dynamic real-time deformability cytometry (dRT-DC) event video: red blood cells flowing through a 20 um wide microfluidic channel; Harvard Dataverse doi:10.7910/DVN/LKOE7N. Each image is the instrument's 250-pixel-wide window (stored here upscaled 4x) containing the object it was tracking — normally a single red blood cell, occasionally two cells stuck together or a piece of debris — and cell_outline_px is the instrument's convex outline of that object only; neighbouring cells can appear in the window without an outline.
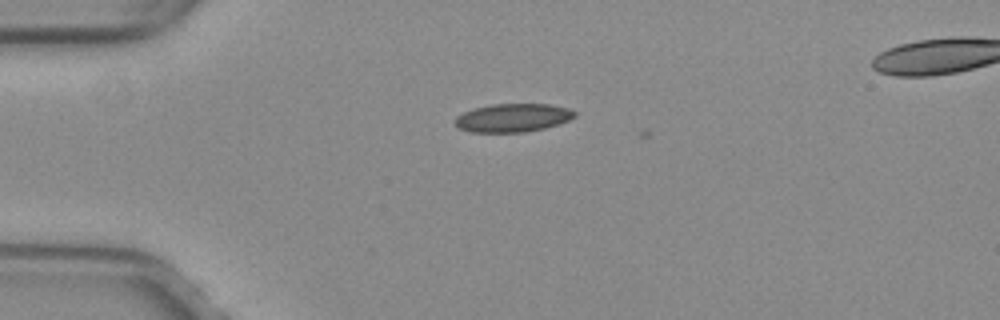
{"species": "common noctule bat (a hibernating species)", "species_latin": "Nyctalus noctula", "temperature_condition": "warm", "stored_images_in_passage": 5, "camera_frame_rate_fps": 3000, "um_per_image_px": 0.085, "animal": {"sex": "female", "body_mass_g": 29.2, "forearm_length_mm": 56.3}, "frame": {"image": 1, "passage_image": 2, "time_ms": 0.333, "image_size_px": [1000, 320], "cell_outline_px": [[576, 116], [568, 120], [544, 128], [524, 132], [472, 132], [460, 128], [456, 124], [456, 116], [472, 108], [492, 104], [548, 104], [568, 108], [576, 112]], "centroid_in_image_um": [43.59, 10.0], "position_along_channel_um": 41.4, "area_um2": 19.59}}